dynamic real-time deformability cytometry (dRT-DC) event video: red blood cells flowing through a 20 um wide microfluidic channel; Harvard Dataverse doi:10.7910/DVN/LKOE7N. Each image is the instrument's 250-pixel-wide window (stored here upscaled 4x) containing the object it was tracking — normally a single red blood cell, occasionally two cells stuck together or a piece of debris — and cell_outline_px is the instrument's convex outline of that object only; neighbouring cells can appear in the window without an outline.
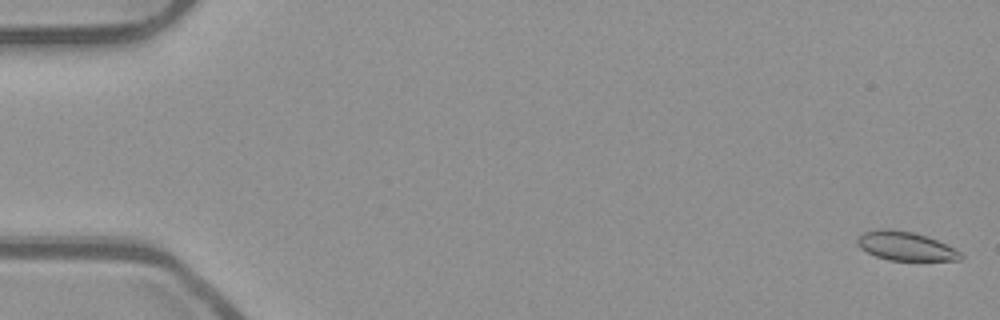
{"species": "common noctule bat (a hibernating species)", "species_latin": "Nyctalus noctula", "temperature_condition": "room temperature", "stored_images_in_passage": 55, "camera_frame_rate_fps": 3000, "um_per_image_px": 0.085, "animal": {"sex": "male", "body_mass_g": 23.1, "forearm_length_mm": 52.7}, "frame": {"image": 1, "passage_image": 2, "time_ms": 0.333, "image_size_px": [1000, 320], "cell_outline_px": [[964, 256], [960, 260], [888, 260], [876, 256], [860, 248], [856, 244], [856, 240], [864, 232], [880, 228], [888, 228], [912, 232], [936, 240], [960, 252]], "centroid_in_image_um": [76.92, 20.92], "position_along_channel_um": 8.1, "area_um2": 17.11}}
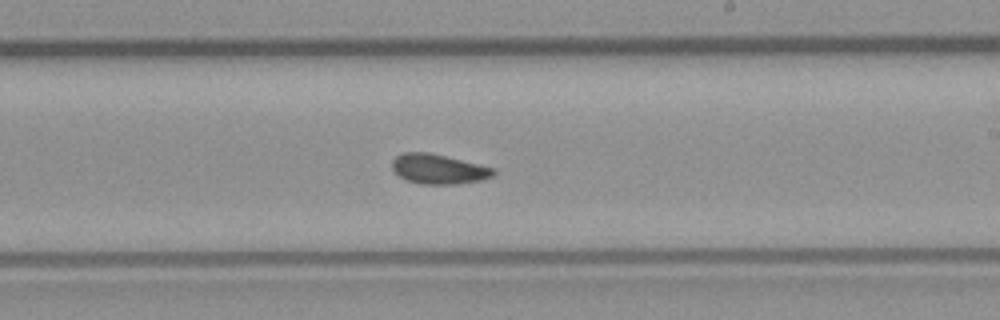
{"frame": {"image": 2, "passage_image": 33, "time_ms": 10.667, "image_size_px": [1000, 320], "cell_outline_px": [[496, 172], [492, 176], [480, 180], [456, 184], [420, 184], [404, 180], [392, 168], [392, 160], [396, 156], [404, 152], [428, 152], [496, 168]], "centroid_in_image_um": [37.26, 14.37], "position_along_channel_um": 251.7, "area_um2": 17.57}}
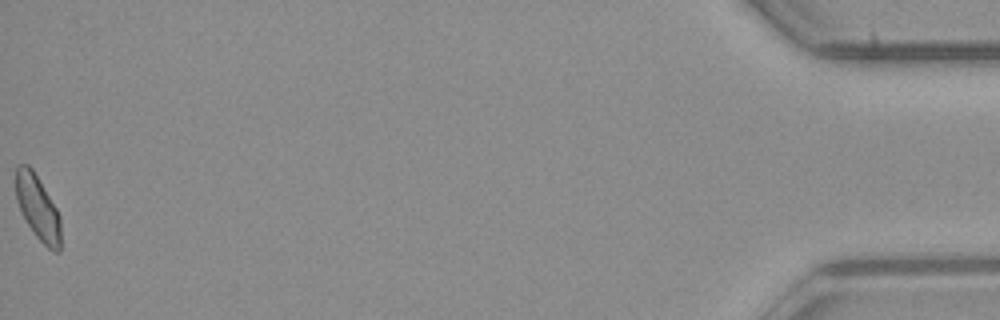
{"frame": {"image": 3, "passage_image": 55, "time_ms": 18.0, "image_size_px": [1000, 320], "cell_outline_px": [[60, 252], [56, 252], [48, 248], [36, 236], [28, 224], [16, 200], [16, 168], [20, 164], [28, 164], [32, 168], [56, 208], [60, 216]], "centroid_in_image_um": [3.21, 17.65], "position_along_channel_um": 432.0, "area_um2": 16.59}, "authors_computed_cell_mechanics": {"area_um2": 17.3978, "velocity_mm_per_s": 3.8843, "shape_relaxation_time_tau1_ms": 6.4984, "shape_relaxation_time_tau2_ms": 1.578, "deformation_change_tau1": 0.1298, "deformation_change_tau2": 0.0594}}